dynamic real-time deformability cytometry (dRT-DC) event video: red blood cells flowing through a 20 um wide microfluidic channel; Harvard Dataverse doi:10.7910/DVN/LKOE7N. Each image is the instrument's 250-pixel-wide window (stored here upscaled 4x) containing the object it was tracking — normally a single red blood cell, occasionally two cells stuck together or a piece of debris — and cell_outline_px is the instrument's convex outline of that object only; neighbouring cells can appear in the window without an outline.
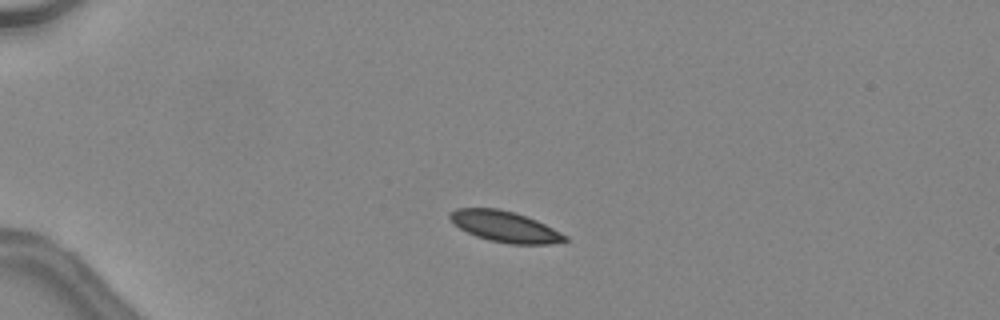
{"species": "common noctule bat (a hibernating species)", "species_latin": "Nyctalus noctula", "temperature_condition": "warm", "stored_images_in_passage": 44, "camera_frame_rate_fps": 3000, "um_per_image_px": 0.085, "animal": {"sex": "female", "body_mass_g": 24.6, "forearm_length_mm": 56.2}, "frame": {"image": 1, "passage_image": 9, "time_ms": 2.667, "image_size_px": [1000, 320], "cell_outline_px": [[568, 240], [548, 244], [508, 244], [488, 240], [476, 236], [460, 228], [448, 216], [456, 208], [496, 208], [516, 212], [536, 220], [568, 236]], "centroid_in_image_um": [42.93, 19.26], "position_along_channel_um": 42.1, "area_um2": 20.52}}
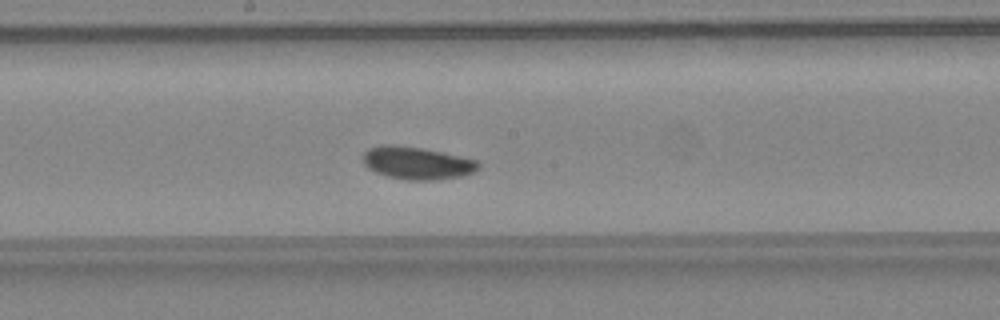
{"frame": {"image": 2, "passage_image": 24, "time_ms": 7.667, "image_size_px": [1000, 320], "cell_outline_px": [[480, 168], [464, 176], [436, 180], [408, 180], [388, 176], [376, 172], [368, 168], [364, 164], [364, 152], [368, 148], [384, 144], [392, 144], [424, 148], [444, 152], [476, 160], [480, 164]], "centroid_in_image_um": [35.46, 13.85], "position_along_channel_um": 212.7, "area_um2": 22.02}}
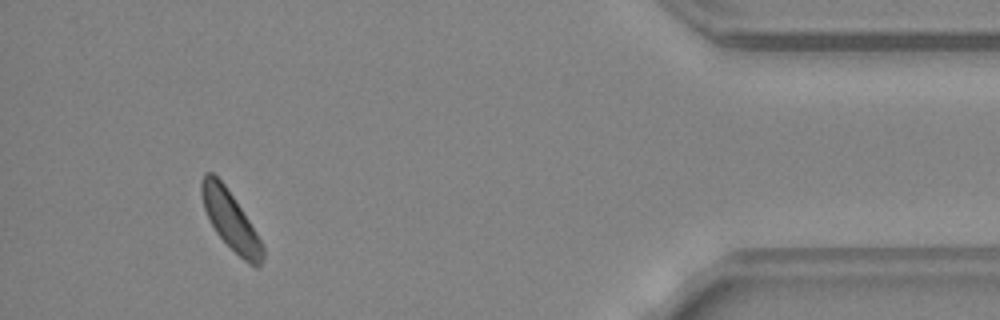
{"frame": {"image": 3, "passage_image": 41, "time_ms": 13.333, "image_size_px": [1000, 320], "cell_outline_px": [[264, 260], [260, 268], [256, 268], [248, 264], [216, 232], [208, 220], [204, 208], [200, 192], [200, 180], [204, 172], [212, 172], [224, 184], [256, 232], [264, 248]], "centroid_in_image_um": [19.58, 18.74], "position_along_channel_um": 415.6, "area_um2": 20.69}, "authors_computed_cell_mechanics": {"area_um2": 20.9814, "velocity_mm_per_s": 4.4642, "shape_relaxation_time_tau1_ms": 1.3379, "shape_relaxation_time_tau2_ms": null, "deformation_change_tau1": 0.0457, "deformation_change_tau2": null}}